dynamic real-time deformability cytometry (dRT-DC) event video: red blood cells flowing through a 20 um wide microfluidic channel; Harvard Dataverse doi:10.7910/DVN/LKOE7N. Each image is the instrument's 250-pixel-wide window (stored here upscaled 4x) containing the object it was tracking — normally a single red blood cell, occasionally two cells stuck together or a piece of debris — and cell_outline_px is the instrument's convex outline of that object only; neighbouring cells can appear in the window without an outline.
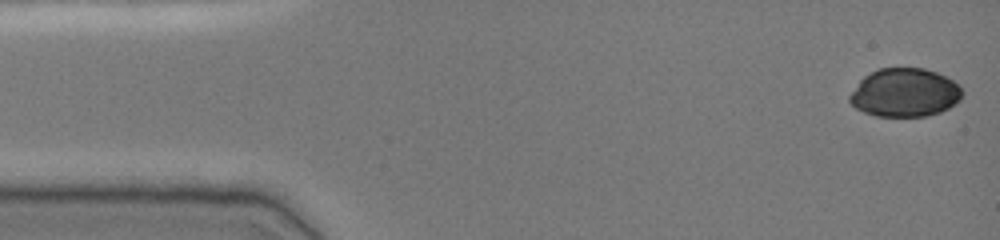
{"species": "common noctule bat (a hibernating species)", "species_latin": "Nyctalus noctula", "temperature_condition": "cold", "stored_images_in_passage": 45, "camera_frame_rate_fps": 3000, "um_per_image_px": 0.085, "animal": {"sex": "female", "body_mass_g": 19.0, "forearm_length_mm": 51.5}, "frame": {"image": 1, "passage_image": 1, "time_ms": 0.0, "image_size_px": [1000, 240], "cell_outline_px": [[964, 92], [960, 100], [948, 108], [940, 112], [924, 116], [876, 116], [864, 112], [856, 108], [848, 100], [848, 96], [860, 80], [864, 76], [880, 68], [924, 68], [936, 72], [960, 84]], "centroid_in_image_um": [76.92, 7.87], "position_along_channel_um": 8.1, "area_um2": 31.85}}
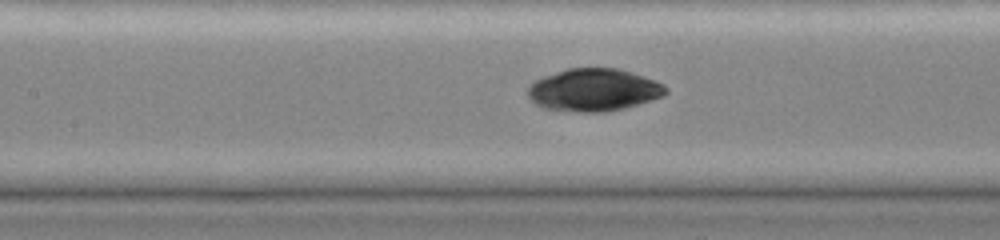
{"frame": {"image": 2, "passage_image": 21, "time_ms": 6.667, "image_size_px": [1000, 240], "cell_outline_px": [[668, 92], [664, 96], [652, 100], [624, 108], [604, 112], [576, 112], [544, 108], [536, 104], [528, 96], [528, 84], [544, 76], [568, 68], [620, 68], [644, 76], [664, 84], [668, 88]], "centroid_in_image_um": [50.49, 7.64], "position_along_channel_um": 156.9, "area_um2": 34.33}}
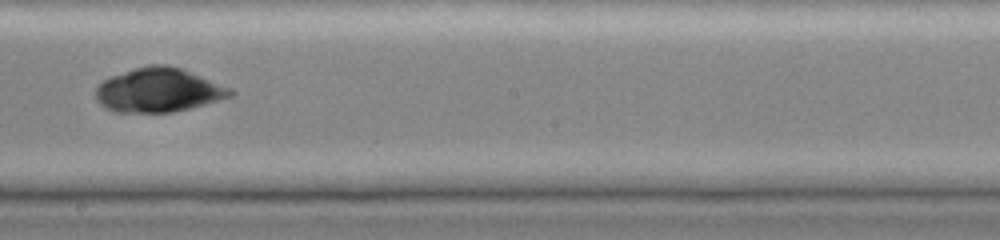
{"frame": {"image": 3, "passage_image": 27, "time_ms": 8.667, "image_size_px": [1000, 240], "cell_outline_px": [[236, 92], [232, 96], [192, 108], [172, 112], [116, 112], [104, 108], [96, 100], [96, 88], [108, 76], [132, 68], [148, 64], [168, 64], [180, 68], [232, 88]], "centroid_in_image_um": [13.46, 7.65], "position_along_channel_um": 234.7, "area_um2": 34.85}}